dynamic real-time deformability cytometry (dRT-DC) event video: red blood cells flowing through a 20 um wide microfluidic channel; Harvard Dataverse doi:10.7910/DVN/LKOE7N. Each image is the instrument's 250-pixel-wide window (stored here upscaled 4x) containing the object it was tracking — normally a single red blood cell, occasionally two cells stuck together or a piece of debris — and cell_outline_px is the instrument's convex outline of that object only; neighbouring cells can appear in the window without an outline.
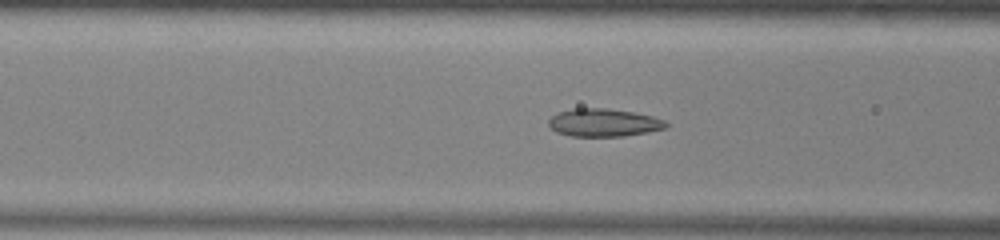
{"species": "common noctule bat (a hibernating species)", "species_latin": "Nyctalus noctula", "temperature_condition": "warm", "stored_images_in_passage": 41, "camera_frame_rate_fps": 3000, "um_per_image_px": 0.085, "animal": {"sex": "male", "body_mass_g": 13.0, "forearm_length_mm": 53.1}, "frame": {"image": 1, "passage_image": 9, "time_ms": 2.667, "image_size_px": [1000, 240], "cell_outline_px": [[668, 124], [664, 128], [648, 132], [624, 136], [572, 136], [556, 132], [548, 124], [548, 120], [556, 112], [576, 108], [604, 108], [632, 112], [652, 116], [664, 120]], "centroid_in_image_um": [51.28, 10.42], "position_along_channel_um": 115.3, "area_um2": 18.96}}
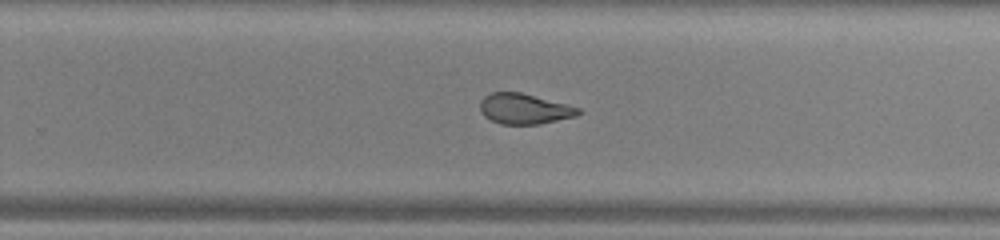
{"frame": {"image": 2, "passage_image": 22, "time_ms": 7.0, "image_size_px": [1000, 240], "cell_outline_px": [[584, 112], [576, 116], [540, 124], [500, 124], [484, 116], [480, 112], [480, 100], [484, 96], [492, 92], [520, 92], [580, 108]], "centroid_in_image_um": [44.55, 9.25], "position_along_channel_um": 285.2, "area_um2": 17.4}}
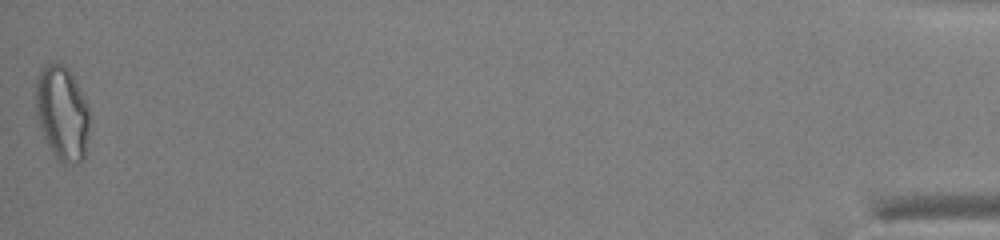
{"frame": {"image": 3, "passage_image": 41, "time_ms": 13.333, "image_size_px": [1000, 240], "cell_outline_px": [[88, 136], [84, 160], [80, 164], [64, 168], [48, 148], [40, 128], [36, 112], [36, 80], [40, 72], [48, 64], [64, 64], [68, 68], [84, 96], [88, 104]], "centroid_in_image_um": [5.3, 9.73], "position_along_channel_um": 429.9, "area_um2": 30.06}, "authors_computed_cell_mechanics": {"area_um2": 19.3052, "velocity_mm_per_s": 3.9297, "shape_relaxation_time_tau1_ms": 9.4688, "shape_relaxation_time_tau2_ms": 1.76, "deformation_change_tau1": 0.2347, "deformation_change_tau2": 0.0631}}